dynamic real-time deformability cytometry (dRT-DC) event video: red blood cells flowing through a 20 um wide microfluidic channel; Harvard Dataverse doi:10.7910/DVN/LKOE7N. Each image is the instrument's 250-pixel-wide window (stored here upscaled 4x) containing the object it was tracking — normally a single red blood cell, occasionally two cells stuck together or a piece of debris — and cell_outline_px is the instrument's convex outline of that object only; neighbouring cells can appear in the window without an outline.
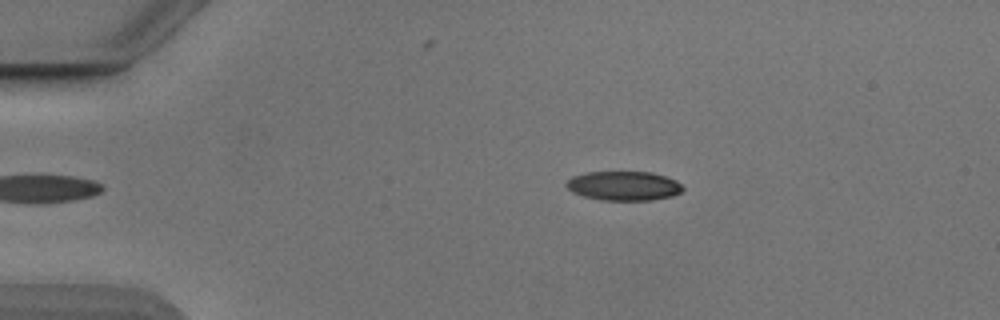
{"species": "Egyptian fruit bat (a non-hibernating species)", "species_latin": "Rousettus aegyptiacus", "temperature_condition": "cold", "stored_images_in_passage": 38, "camera_frame_rate_fps": 3000, "um_per_image_px": 0.085, "animal": {"sex": "male"}, "frame": {"image": 1, "passage_image": 3, "time_ms": 0.667, "image_size_px": [1000, 320], "cell_outline_px": [[684, 188], [680, 192], [672, 196], [652, 200], [600, 200], [584, 196], [572, 192], [564, 184], [572, 176], [584, 172], [652, 172], [676, 180]], "centroid_in_image_um": [52.99, 15.79], "position_along_channel_um": 32.0, "area_um2": 19.88}}
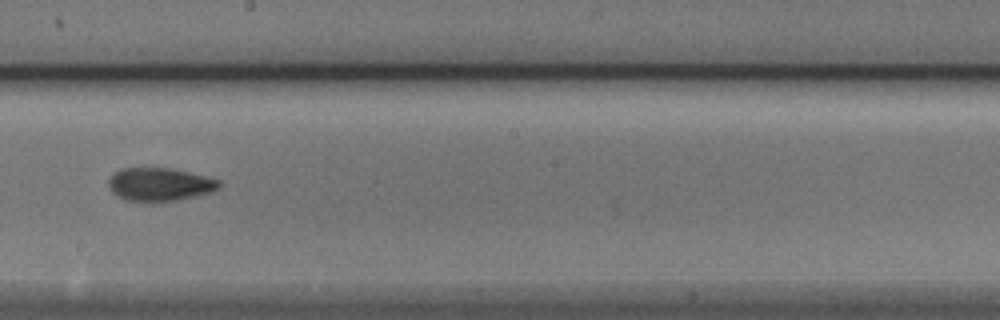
{"frame": {"image": 2, "passage_image": 23, "time_ms": 7.333, "image_size_px": [1000, 320], "cell_outline_px": [[220, 188], [196, 196], [176, 200], [124, 200], [116, 196], [108, 188], [108, 180], [120, 168], [172, 168], [220, 180]], "centroid_in_image_um": [13.55, 15.65], "position_along_channel_um": 234.7, "area_um2": 21.04}}
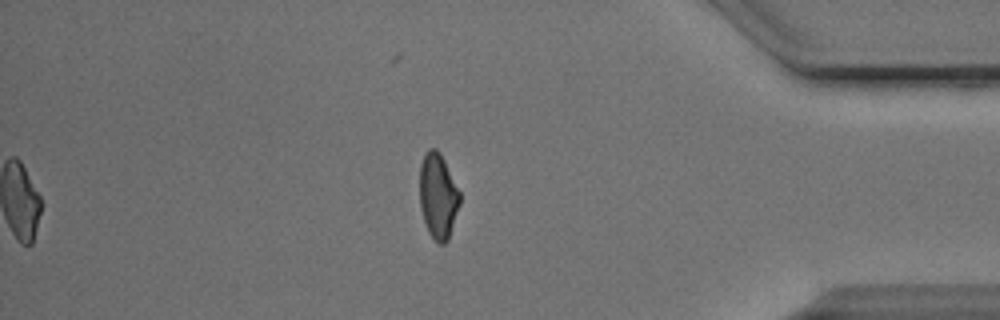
{"frame": {"image": 3, "passage_image": 38, "time_ms": 12.333, "image_size_px": [1000, 320], "cell_outline_px": [[460, 204], [448, 240], [444, 244], [440, 244], [428, 232], [424, 220], [420, 204], [420, 164], [428, 148], [436, 148], [440, 152], [460, 192]], "centroid_in_image_um": [37.24, 16.65], "position_along_channel_um": 398.0, "area_um2": 19.83}, "authors_computed_cell_mechanics": {"area_um2": 21.0103, "velocity_mm_per_s": 3.8765, "shape_relaxation_time_tau1_ms": 5.7631, "shape_relaxation_time_tau2_ms": 1.6414, "deformation_change_tau1": 0.1757, "deformation_change_tau2": 0.0754}}